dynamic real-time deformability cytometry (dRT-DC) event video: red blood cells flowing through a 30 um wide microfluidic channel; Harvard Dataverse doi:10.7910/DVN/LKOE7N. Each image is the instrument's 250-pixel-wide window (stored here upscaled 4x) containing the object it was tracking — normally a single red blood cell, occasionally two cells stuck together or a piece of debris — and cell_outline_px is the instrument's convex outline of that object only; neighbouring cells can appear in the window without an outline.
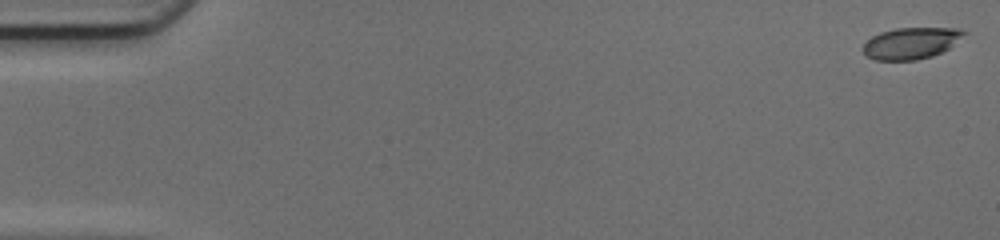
{"species": "common noctule bat (a hibernating species)", "species_latin": "Nyctalus noctula", "temperature_condition": "cold", "stored_images_in_passage": 50, "camera_frame_rate_fps": 3000, "um_per_image_px": 0.085, "animal": {"sex": "female", "body_mass_g": 17.0, "forearm_length_mm": 48.0}, "frame": {"image": 1, "passage_image": 1, "time_ms": 0.0, "image_size_px": [1000, 240], "cell_outline_px": [[968, 32], [948, 48], [932, 56], [916, 60], [876, 60], [868, 56], [864, 52], [864, 44], [872, 36], [880, 32], [896, 28], [956, 28]], "centroid_in_image_um": [77.44, 3.66], "position_along_channel_um": 7.6, "area_um2": 18.26}}
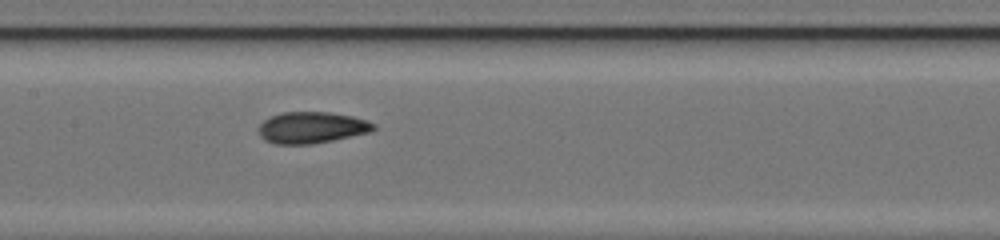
{"frame": {"image": 2, "passage_image": 25, "time_ms": 8.0, "image_size_px": [1000, 240], "cell_outline_px": [[376, 128], [368, 132], [332, 140], [312, 144], [276, 144], [264, 140], [260, 136], [260, 124], [264, 120], [280, 112], [328, 112], [352, 116], [368, 120], [376, 124]], "centroid_in_image_um": [26.49, 10.84], "position_along_channel_um": 180.9, "area_um2": 20.92}}
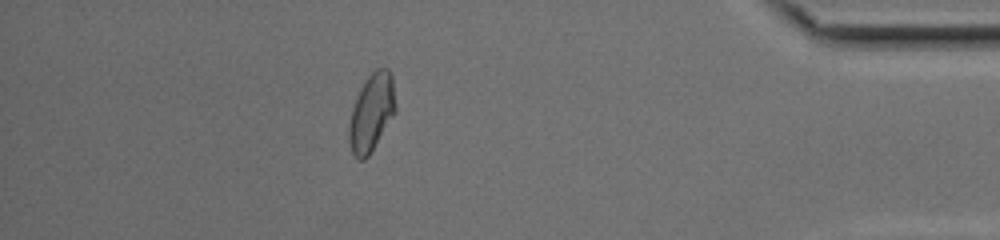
{"frame": {"image": 3, "passage_image": 44, "time_ms": 14.333, "image_size_px": [1000, 240], "cell_outline_px": [[396, 112], [368, 156], [364, 160], [356, 160], [352, 152], [348, 140], [348, 128], [352, 108], [356, 96], [364, 80], [376, 68], [388, 68], [392, 72], [396, 108]], "centroid_in_image_um": [31.58, 9.55], "position_along_channel_um": 403.6, "area_um2": 21.27}, "authors_computed_cell_mechanics": {"area_um2": 20.6057, "velocity_mm_per_s": 4.2158, "shape_relaxation_time_tau1_ms": 6.3413, "shape_relaxation_time_tau2_ms": 1.3145, "deformation_change_tau1": 0.1723, "deformation_change_tau2": 0.0533}}